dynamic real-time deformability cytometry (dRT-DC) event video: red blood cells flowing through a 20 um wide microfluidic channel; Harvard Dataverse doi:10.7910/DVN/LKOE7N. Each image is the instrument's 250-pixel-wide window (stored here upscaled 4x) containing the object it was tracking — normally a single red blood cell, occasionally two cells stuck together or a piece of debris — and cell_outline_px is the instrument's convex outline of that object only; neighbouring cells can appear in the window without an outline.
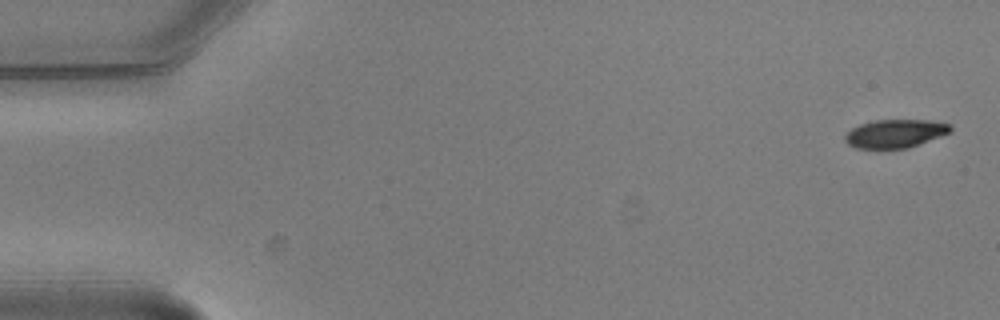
{"species": "common noctule bat (a hibernating species)", "species_latin": "Nyctalus noctula", "temperature_condition": "warm", "stored_images_in_passage": 5, "camera_frame_rate_fps": 3000, "um_per_image_px": 0.085, "animal": {"sex": "male", "body_mass_g": 20.5, "forearm_length_mm": 52.5}, "frame": {"image": 1, "passage_image": 1, "time_ms": 0.0, "image_size_px": [1000, 320], "cell_outline_px": [[952, 132], [908, 148], [856, 148], [848, 144], [844, 140], [844, 136], [852, 128], [860, 124], [876, 120], [928, 120], [952, 124]], "centroid_in_image_um": [76.11, 11.35], "position_along_channel_um": 8.9, "area_um2": 17.4}}
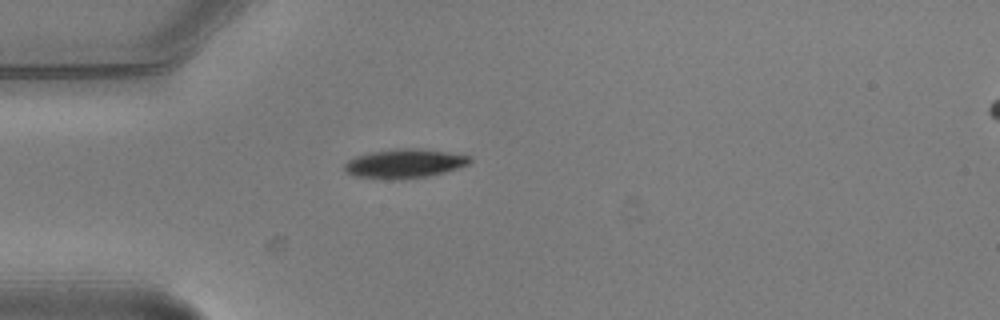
{"frame": {"image": 2, "passage_image": 5, "time_ms": 1.333, "image_size_px": [1000, 320], "cell_outline_px": [[472, 160], [468, 164], [444, 172], [428, 176], [392, 180], [384, 180], [352, 176], [344, 172], [344, 164], [348, 160], [356, 156], [372, 152], [400, 148], [416, 148], [472, 156]], "centroid_in_image_um": [34.32, 13.92], "position_along_channel_um": 50.7, "area_um2": 21.27}}